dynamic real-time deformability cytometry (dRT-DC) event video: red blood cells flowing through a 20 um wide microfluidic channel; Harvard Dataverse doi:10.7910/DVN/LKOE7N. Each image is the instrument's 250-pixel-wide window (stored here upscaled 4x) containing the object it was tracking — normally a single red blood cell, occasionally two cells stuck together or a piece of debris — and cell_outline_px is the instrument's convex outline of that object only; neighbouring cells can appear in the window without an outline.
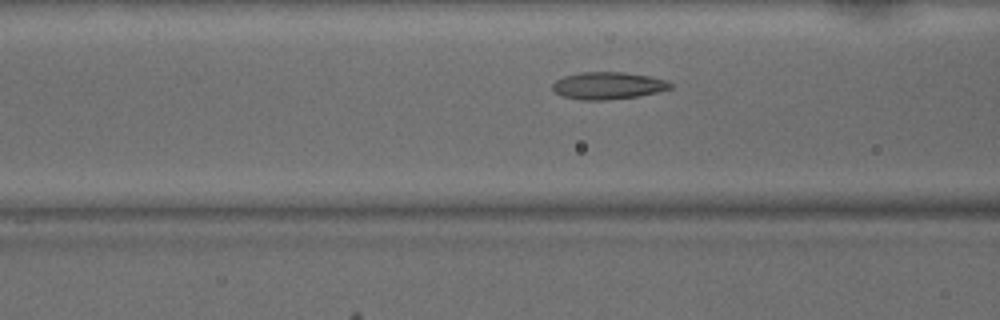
{"species": "common noctule bat (a hibernating species)", "species_latin": "Nyctalus noctula", "temperature_condition": "warm", "stored_images_in_passage": 9, "camera_frame_rate_fps": 3000, "um_per_image_px": 0.085, "animal": {"sex": "male", "body_mass_g": 15.6}, "frame": {"image": 1, "passage_image": 7, "time_ms": 2.0, "image_size_px": [1000, 320], "cell_outline_px": [[672, 88], [640, 96], [604, 100], [580, 100], [564, 96], [556, 92], [552, 88], [552, 84], [556, 80], [564, 76], [580, 72], [624, 72], [652, 76], [668, 80], [672, 84]], "centroid_in_image_um": [51.71, 7.27], "position_along_channel_um": 114.9, "area_um2": 18.79}}